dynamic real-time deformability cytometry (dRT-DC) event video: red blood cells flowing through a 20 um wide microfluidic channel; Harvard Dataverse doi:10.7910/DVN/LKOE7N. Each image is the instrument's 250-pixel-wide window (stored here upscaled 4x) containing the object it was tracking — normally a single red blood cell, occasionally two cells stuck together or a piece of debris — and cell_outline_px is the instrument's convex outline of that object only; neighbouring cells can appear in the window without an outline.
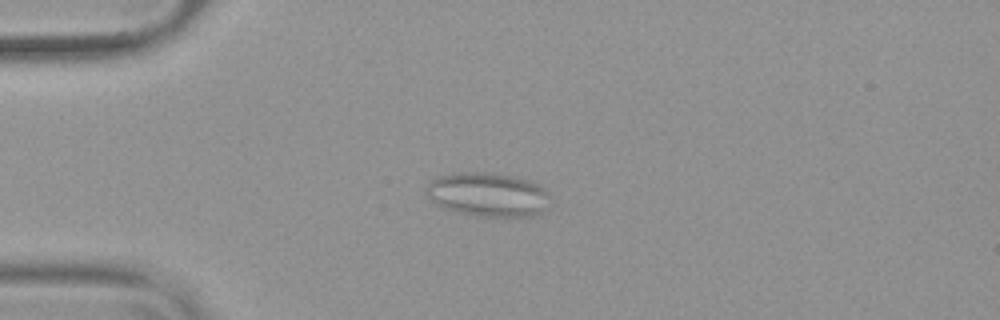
{"species": "common noctule bat (a hibernating species)", "species_latin": "Nyctalus noctula", "temperature_condition": "warm", "stored_images_in_passage": 53, "camera_frame_rate_fps": 3000, "um_per_image_px": 0.085, "animal": {"sex": "female", "body_mass_g": 19.9}, "frame": {"image": 1, "passage_image": 13, "time_ms": 4.0, "image_size_px": [1000, 320], "cell_outline_px": [[548, 196], [544, 208], [536, 216], [476, 216], [456, 212], [440, 208], [428, 196], [424, 188], [432, 180], [440, 176], [452, 172], [484, 172], [512, 176], [528, 180], [540, 184], [548, 192]], "centroid_in_image_um": [41.42, 16.53], "position_along_channel_um": 43.6, "area_um2": 31.79}}
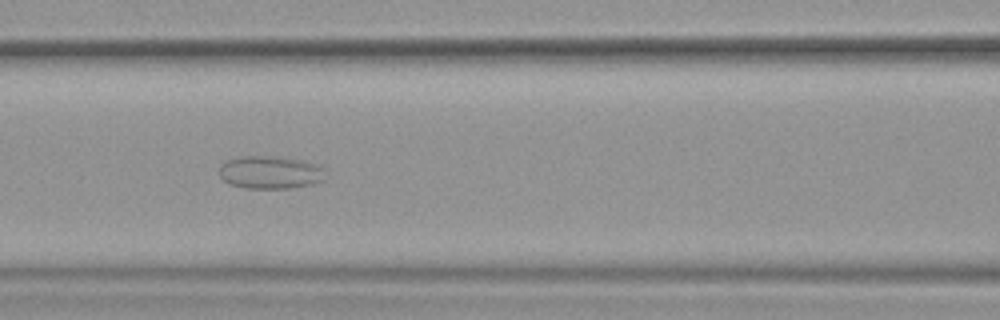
{"frame": {"image": 2, "passage_image": 23, "time_ms": 7.333, "image_size_px": [1000, 320], "cell_outline_px": [[324, 180], [312, 184], [292, 188], [244, 188], [228, 184], [220, 176], [220, 164], [228, 160], [240, 156], [268, 156], [304, 160], [316, 164], [324, 168]], "centroid_in_image_um": [22.97, 14.65], "position_along_channel_um": 143.6, "area_um2": 20.4}}
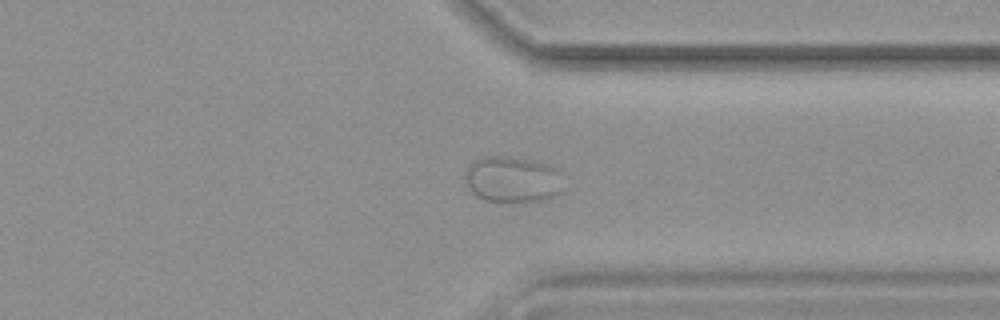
{"frame": {"image": 3, "passage_image": 41, "time_ms": 13.333, "image_size_px": [1000, 320], "cell_outline_px": [[564, 172], [560, 192], [548, 200], [484, 200], [476, 196], [472, 192], [464, 176], [468, 164], [484, 156], [504, 156], [532, 160], [548, 164]], "centroid_in_image_um": [43.6, 15.22], "position_along_channel_um": 367.8, "area_um2": 26.36}}